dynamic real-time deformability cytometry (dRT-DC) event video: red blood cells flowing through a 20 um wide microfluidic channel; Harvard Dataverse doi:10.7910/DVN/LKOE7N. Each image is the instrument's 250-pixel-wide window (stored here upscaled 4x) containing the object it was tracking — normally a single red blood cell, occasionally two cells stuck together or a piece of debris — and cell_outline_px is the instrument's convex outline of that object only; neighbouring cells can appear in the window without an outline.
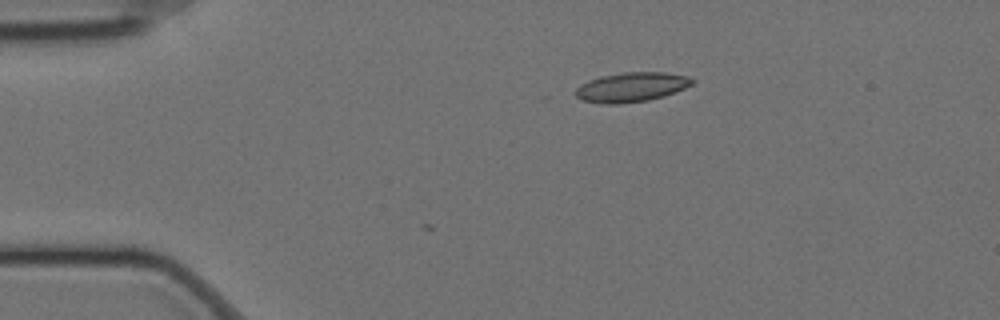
{"species": "Egyptian fruit bat (a non-hibernating species)", "species_latin": "Rousettus aegyptiacus", "temperature_condition": "cold", "stored_images_in_passage": 2, "camera_frame_rate_fps": 3000, "um_per_image_px": 0.085, "animal": {"sex": "female"}, "frame": {"image": 1, "passage_image": 1, "time_ms": 0.0, "image_size_px": [1000, 320], "cell_outline_px": [[696, 80], [692, 84], [684, 88], [664, 96], [648, 100], [620, 104], [604, 104], [584, 100], [576, 96], [576, 88], [580, 84], [588, 80], [600, 76], [624, 72], [664, 72], [688, 76]], "centroid_in_image_um": [53.67, 7.4], "position_along_channel_um": 31.3, "area_um2": 20.06}}